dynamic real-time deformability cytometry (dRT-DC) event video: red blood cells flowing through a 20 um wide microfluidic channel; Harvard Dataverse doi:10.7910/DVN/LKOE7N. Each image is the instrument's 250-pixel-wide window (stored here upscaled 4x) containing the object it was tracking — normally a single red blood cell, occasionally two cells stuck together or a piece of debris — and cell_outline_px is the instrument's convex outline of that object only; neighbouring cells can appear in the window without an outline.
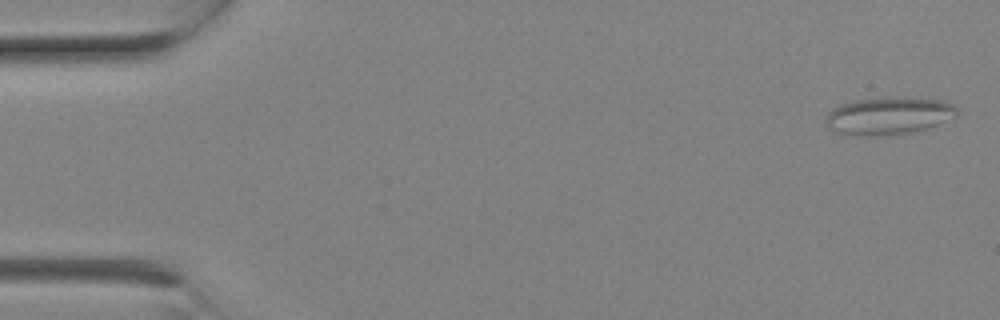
{"species": "Egyptian fruit bat (a non-hibernating species)", "species_latin": "Rousettus aegyptiacus", "temperature_condition": "room temperature", "stored_images_in_passage": 9, "camera_frame_rate_fps": 3000, "um_per_image_px": 0.085, "animal": {"sex": "female"}, "frame": {"image": 1, "passage_image": 1, "time_ms": 0.0, "image_size_px": [1000, 320], "cell_outline_px": [[956, 116], [928, 128], [912, 132], [876, 136], [864, 136], [840, 132], [828, 128], [824, 116], [832, 108], [840, 104], [852, 100], [888, 96], [896, 96], [940, 100], [952, 104], [956, 108]], "centroid_in_image_um": [75.49, 9.82], "position_along_channel_um": 9.5, "area_um2": 28.84}}